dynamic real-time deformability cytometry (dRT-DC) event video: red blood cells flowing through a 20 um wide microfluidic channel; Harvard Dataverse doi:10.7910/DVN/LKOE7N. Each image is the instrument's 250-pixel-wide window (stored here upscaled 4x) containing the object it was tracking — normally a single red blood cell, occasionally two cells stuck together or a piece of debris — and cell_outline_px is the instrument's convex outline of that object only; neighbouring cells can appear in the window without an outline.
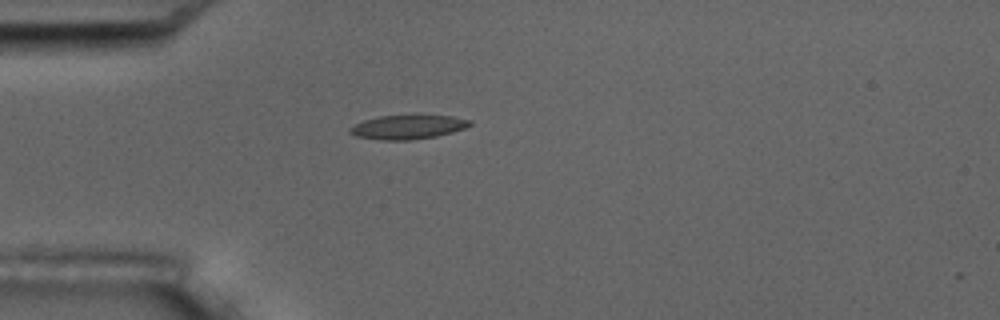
{"species": "common noctule bat (a hibernating species)", "species_latin": "Nyctalus noctula", "temperature_condition": "room temperature", "stored_images_in_passage": 2, "camera_frame_rate_fps": 3000, "um_per_image_px": 0.085, "animal": {"sex": "male", "body_mass_g": 17.5, "forearm_length_mm": 52.3}, "frame": {"image": 1, "passage_image": 1, "time_ms": 0.0, "image_size_px": [1000, 320], "cell_outline_px": [[472, 124], [464, 128], [452, 132], [436, 136], [412, 140], [380, 140], [356, 136], [348, 132], [348, 128], [364, 120], [380, 116], [452, 116], [472, 120]], "centroid_in_image_um": [34.65, 10.81], "position_along_channel_um": 50.3, "area_um2": 16.65}}